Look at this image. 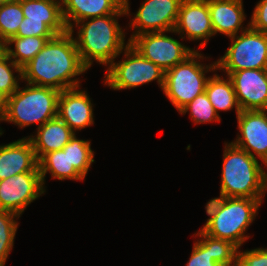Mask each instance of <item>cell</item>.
<instances>
[{
    "label": "cell",
    "instance_id": "cell-6",
    "mask_svg": "<svg viewBox=\"0 0 267 266\" xmlns=\"http://www.w3.org/2000/svg\"><path fill=\"white\" fill-rule=\"evenodd\" d=\"M262 199L227 197L220 211L202 229L207 235L232 242L238 248L250 238L246 234L258 214Z\"/></svg>",
    "mask_w": 267,
    "mask_h": 266
},
{
    "label": "cell",
    "instance_id": "cell-20",
    "mask_svg": "<svg viewBox=\"0 0 267 266\" xmlns=\"http://www.w3.org/2000/svg\"><path fill=\"white\" fill-rule=\"evenodd\" d=\"M26 21L44 22L56 35L68 31L61 0H20Z\"/></svg>",
    "mask_w": 267,
    "mask_h": 266
},
{
    "label": "cell",
    "instance_id": "cell-24",
    "mask_svg": "<svg viewBox=\"0 0 267 266\" xmlns=\"http://www.w3.org/2000/svg\"><path fill=\"white\" fill-rule=\"evenodd\" d=\"M193 235L198 237L209 248V253L214 261L221 266H236L238 247L235 244L224 239L209 236L202 229Z\"/></svg>",
    "mask_w": 267,
    "mask_h": 266
},
{
    "label": "cell",
    "instance_id": "cell-3",
    "mask_svg": "<svg viewBox=\"0 0 267 266\" xmlns=\"http://www.w3.org/2000/svg\"><path fill=\"white\" fill-rule=\"evenodd\" d=\"M224 144L220 192L226 197L264 200L267 172L262 164L231 142Z\"/></svg>",
    "mask_w": 267,
    "mask_h": 266
},
{
    "label": "cell",
    "instance_id": "cell-38",
    "mask_svg": "<svg viewBox=\"0 0 267 266\" xmlns=\"http://www.w3.org/2000/svg\"><path fill=\"white\" fill-rule=\"evenodd\" d=\"M4 130L0 127V136H2L3 135V132Z\"/></svg>",
    "mask_w": 267,
    "mask_h": 266
},
{
    "label": "cell",
    "instance_id": "cell-9",
    "mask_svg": "<svg viewBox=\"0 0 267 266\" xmlns=\"http://www.w3.org/2000/svg\"><path fill=\"white\" fill-rule=\"evenodd\" d=\"M129 0H124L126 17L131 16L129 28L133 33L128 38L130 42L135 36L144 33L169 32L174 30L182 0H144L136 13L130 14Z\"/></svg>",
    "mask_w": 267,
    "mask_h": 266
},
{
    "label": "cell",
    "instance_id": "cell-18",
    "mask_svg": "<svg viewBox=\"0 0 267 266\" xmlns=\"http://www.w3.org/2000/svg\"><path fill=\"white\" fill-rule=\"evenodd\" d=\"M36 135L27 136L39 161L45 154L63 147L74 136V132L58 116L36 128Z\"/></svg>",
    "mask_w": 267,
    "mask_h": 266
},
{
    "label": "cell",
    "instance_id": "cell-34",
    "mask_svg": "<svg viewBox=\"0 0 267 266\" xmlns=\"http://www.w3.org/2000/svg\"><path fill=\"white\" fill-rule=\"evenodd\" d=\"M219 194V197H214L206 203L205 210L209 218L201 229H203L214 218V216L220 211V208L224 204L227 197L222 192H220Z\"/></svg>",
    "mask_w": 267,
    "mask_h": 266
},
{
    "label": "cell",
    "instance_id": "cell-11",
    "mask_svg": "<svg viewBox=\"0 0 267 266\" xmlns=\"http://www.w3.org/2000/svg\"><path fill=\"white\" fill-rule=\"evenodd\" d=\"M45 192L40 172H25L0 180V210L21 217L28 205Z\"/></svg>",
    "mask_w": 267,
    "mask_h": 266
},
{
    "label": "cell",
    "instance_id": "cell-27",
    "mask_svg": "<svg viewBox=\"0 0 267 266\" xmlns=\"http://www.w3.org/2000/svg\"><path fill=\"white\" fill-rule=\"evenodd\" d=\"M19 218L20 216L13 212L0 210V266H5L13 249Z\"/></svg>",
    "mask_w": 267,
    "mask_h": 266
},
{
    "label": "cell",
    "instance_id": "cell-10",
    "mask_svg": "<svg viewBox=\"0 0 267 266\" xmlns=\"http://www.w3.org/2000/svg\"><path fill=\"white\" fill-rule=\"evenodd\" d=\"M166 33H172V31L144 33L130 41V44L146 59L164 71L183 62L195 51V47L190 48Z\"/></svg>",
    "mask_w": 267,
    "mask_h": 266
},
{
    "label": "cell",
    "instance_id": "cell-17",
    "mask_svg": "<svg viewBox=\"0 0 267 266\" xmlns=\"http://www.w3.org/2000/svg\"><path fill=\"white\" fill-rule=\"evenodd\" d=\"M208 7L214 35L220 33L229 38L250 27V22L243 26L246 20L243 0H208Z\"/></svg>",
    "mask_w": 267,
    "mask_h": 266
},
{
    "label": "cell",
    "instance_id": "cell-8",
    "mask_svg": "<svg viewBox=\"0 0 267 266\" xmlns=\"http://www.w3.org/2000/svg\"><path fill=\"white\" fill-rule=\"evenodd\" d=\"M229 38V48L216 60L217 70L229 76L239 70L267 69V33L249 27Z\"/></svg>",
    "mask_w": 267,
    "mask_h": 266
},
{
    "label": "cell",
    "instance_id": "cell-35",
    "mask_svg": "<svg viewBox=\"0 0 267 266\" xmlns=\"http://www.w3.org/2000/svg\"><path fill=\"white\" fill-rule=\"evenodd\" d=\"M6 98L0 93V118L3 116L5 110Z\"/></svg>",
    "mask_w": 267,
    "mask_h": 266
},
{
    "label": "cell",
    "instance_id": "cell-16",
    "mask_svg": "<svg viewBox=\"0 0 267 266\" xmlns=\"http://www.w3.org/2000/svg\"><path fill=\"white\" fill-rule=\"evenodd\" d=\"M25 172H39L38 160L30 140L23 137L0 145V180Z\"/></svg>",
    "mask_w": 267,
    "mask_h": 266
},
{
    "label": "cell",
    "instance_id": "cell-14",
    "mask_svg": "<svg viewBox=\"0 0 267 266\" xmlns=\"http://www.w3.org/2000/svg\"><path fill=\"white\" fill-rule=\"evenodd\" d=\"M241 110H267V69H246L228 76Z\"/></svg>",
    "mask_w": 267,
    "mask_h": 266
},
{
    "label": "cell",
    "instance_id": "cell-29",
    "mask_svg": "<svg viewBox=\"0 0 267 266\" xmlns=\"http://www.w3.org/2000/svg\"><path fill=\"white\" fill-rule=\"evenodd\" d=\"M20 81L22 82V69L5 55L0 59V93L5 98L10 97L20 86Z\"/></svg>",
    "mask_w": 267,
    "mask_h": 266
},
{
    "label": "cell",
    "instance_id": "cell-22",
    "mask_svg": "<svg viewBox=\"0 0 267 266\" xmlns=\"http://www.w3.org/2000/svg\"><path fill=\"white\" fill-rule=\"evenodd\" d=\"M205 92L216 113L231 111L235 108L236 116L241 112L231 79L213 73L207 81Z\"/></svg>",
    "mask_w": 267,
    "mask_h": 266
},
{
    "label": "cell",
    "instance_id": "cell-19",
    "mask_svg": "<svg viewBox=\"0 0 267 266\" xmlns=\"http://www.w3.org/2000/svg\"><path fill=\"white\" fill-rule=\"evenodd\" d=\"M62 14L68 30L77 22L115 14L124 0H61Z\"/></svg>",
    "mask_w": 267,
    "mask_h": 266
},
{
    "label": "cell",
    "instance_id": "cell-36",
    "mask_svg": "<svg viewBox=\"0 0 267 266\" xmlns=\"http://www.w3.org/2000/svg\"><path fill=\"white\" fill-rule=\"evenodd\" d=\"M6 55V42L0 38V59Z\"/></svg>",
    "mask_w": 267,
    "mask_h": 266
},
{
    "label": "cell",
    "instance_id": "cell-2",
    "mask_svg": "<svg viewBox=\"0 0 267 266\" xmlns=\"http://www.w3.org/2000/svg\"><path fill=\"white\" fill-rule=\"evenodd\" d=\"M121 16H126L124 5L115 14L85 19L69 29L81 61L88 69L94 61L108 67L130 43L125 42L127 28L123 29L118 23ZM75 28L78 29L74 37Z\"/></svg>",
    "mask_w": 267,
    "mask_h": 266
},
{
    "label": "cell",
    "instance_id": "cell-33",
    "mask_svg": "<svg viewBox=\"0 0 267 266\" xmlns=\"http://www.w3.org/2000/svg\"><path fill=\"white\" fill-rule=\"evenodd\" d=\"M249 22L253 30L267 33V0L256 3Z\"/></svg>",
    "mask_w": 267,
    "mask_h": 266
},
{
    "label": "cell",
    "instance_id": "cell-12",
    "mask_svg": "<svg viewBox=\"0 0 267 266\" xmlns=\"http://www.w3.org/2000/svg\"><path fill=\"white\" fill-rule=\"evenodd\" d=\"M172 33L179 34L180 39L200 41L198 49L204 48L215 36L208 0H182Z\"/></svg>",
    "mask_w": 267,
    "mask_h": 266
},
{
    "label": "cell",
    "instance_id": "cell-7",
    "mask_svg": "<svg viewBox=\"0 0 267 266\" xmlns=\"http://www.w3.org/2000/svg\"><path fill=\"white\" fill-rule=\"evenodd\" d=\"M123 60L113 61L106 69L104 85L112 90H126L157 81L161 90L165 71L146 59L130 43L124 48ZM125 56V57H124Z\"/></svg>",
    "mask_w": 267,
    "mask_h": 266
},
{
    "label": "cell",
    "instance_id": "cell-31",
    "mask_svg": "<svg viewBox=\"0 0 267 266\" xmlns=\"http://www.w3.org/2000/svg\"><path fill=\"white\" fill-rule=\"evenodd\" d=\"M185 266H221L213 260L207 248L199 239L193 244L191 256Z\"/></svg>",
    "mask_w": 267,
    "mask_h": 266
},
{
    "label": "cell",
    "instance_id": "cell-13",
    "mask_svg": "<svg viewBox=\"0 0 267 266\" xmlns=\"http://www.w3.org/2000/svg\"><path fill=\"white\" fill-rule=\"evenodd\" d=\"M236 118L240 134L231 143L267 168V110H241Z\"/></svg>",
    "mask_w": 267,
    "mask_h": 266
},
{
    "label": "cell",
    "instance_id": "cell-15",
    "mask_svg": "<svg viewBox=\"0 0 267 266\" xmlns=\"http://www.w3.org/2000/svg\"><path fill=\"white\" fill-rule=\"evenodd\" d=\"M81 86L66 89L58 97L57 116L76 133L94 125V104Z\"/></svg>",
    "mask_w": 267,
    "mask_h": 266
},
{
    "label": "cell",
    "instance_id": "cell-37",
    "mask_svg": "<svg viewBox=\"0 0 267 266\" xmlns=\"http://www.w3.org/2000/svg\"><path fill=\"white\" fill-rule=\"evenodd\" d=\"M10 0H0V5L6 3V2H9Z\"/></svg>",
    "mask_w": 267,
    "mask_h": 266
},
{
    "label": "cell",
    "instance_id": "cell-32",
    "mask_svg": "<svg viewBox=\"0 0 267 266\" xmlns=\"http://www.w3.org/2000/svg\"><path fill=\"white\" fill-rule=\"evenodd\" d=\"M55 35L56 34L44 22L26 21V17H24L15 37Z\"/></svg>",
    "mask_w": 267,
    "mask_h": 266
},
{
    "label": "cell",
    "instance_id": "cell-30",
    "mask_svg": "<svg viewBox=\"0 0 267 266\" xmlns=\"http://www.w3.org/2000/svg\"><path fill=\"white\" fill-rule=\"evenodd\" d=\"M236 266H267V248L237 250Z\"/></svg>",
    "mask_w": 267,
    "mask_h": 266
},
{
    "label": "cell",
    "instance_id": "cell-21",
    "mask_svg": "<svg viewBox=\"0 0 267 266\" xmlns=\"http://www.w3.org/2000/svg\"><path fill=\"white\" fill-rule=\"evenodd\" d=\"M38 168L41 174V180L45 187L46 174L51 175V179L83 181L85 178L74 168L70 167L69 142L62 150H57L45 154L38 161Z\"/></svg>",
    "mask_w": 267,
    "mask_h": 266
},
{
    "label": "cell",
    "instance_id": "cell-23",
    "mask_svg": "<svg viewBox=\"0 0 267 266\" xmlns=\"http://www.w3.org/2000/svg\"><path fill=\"white\" fill-rule=\"evenodd\" d=\"M53 37H12L6 42V55L22 69L42 50L45 43Z\"/></svg>",
    "mask_w": 267,
    "mask_h": 266
},
{
    "label": "cell",
    "instance_id": "cell-1",
    "mask_svg": "<svg viewBox=\"0 0 267 266\" xmlns=\"http://www.w3.org/2000/svg\"><path fill=\"white\" fill-rule=\"evenodd\" d=\"M87 70L73 34L68 30L49 39L42 50L22 68V82L61 92L81 86L78 76L87 73Z\"/></svg>",
    "mask_w": 267,
    "mask_h": 266
},
{
    "label": "cell",
    "instance_id": "cell-5",
    "mask_svg": "<svg viewBox=\"0 0 267 266\" xmlns=\"http://www.w3.org/2000/svg\"><path fill=\"white\" fill-rule=\"evenodd\" d=\"M206 58L210 57H204L197 49L183 62L165 71L162 91L178 112L196 96L205 92L210 78L206 73L218 72L216 61L210 65L202 63Z\"/></svg>",
    "mask_w": 267,
    "mask_h": 266
},
{
    "label": "cell",
    "instance_id": "cell-28",
    "mask_svg": "<svg viewBox=\"0 0 267 266\" xmlns=\"http://www.w3.org/2000/svg\"><path fill=\"white\" fill-rule=\"evenodd\" d=\"M178 113L181 115L189 113L190 114L189 116L195 125L221 121L220 116H218L213 105L210 103L206 92H203L198 96H196L191 102L185 105Z\"/></svg>",
    "mask_w": 267,
    "mask_h": 266
},
{
    "label": "cell",
    "instance_id": "cell-4",
    "mask_svg": "<svg viewBox=\"0 0 267 266\" xmlns=\"http://www.w3.org/2000/svg\"><path fill=\"white\" fill-rule=\"evenodd\" d=\"M60 91L26 84L6 98L5 110L0 122H8L24 129L32 124L41 127L45 122L57 117Z\"/></svg>",
    "mask_w": 267,
    "mask_h": 266
},
{
    "label": "cell",
    "instance_id": "cell-25",
    "mask_svg": "<svg viewBox=\"0 0 267 266\" xmlns=\"http://www.w3.org/2000/svg\"><path fill=\"white\" fill-rule=\"evenodd\" d=\"M23 20L20 0H10L0 5V38L7 42L15 37Z\"/></svg>",
    "mask_w": 267,
    "mask_h": 266
},
{
    "label": "cell",
    "instance_id": "cell-26",
    "mask_svg": "<svg viewBox=\"0 0 267 266\" xmlns=\"http://www.w3.org/2000/svg\"><path fill=\"white\" fill-rule=\"evenodd\" d=\"M94 151L91 141L79 139L76 133L69 141L70 167H74L84 178L86 177L94 160Z\"/></svg>",
    "mask_w": 267,
    "mask_h": 266
}]
</instances>
